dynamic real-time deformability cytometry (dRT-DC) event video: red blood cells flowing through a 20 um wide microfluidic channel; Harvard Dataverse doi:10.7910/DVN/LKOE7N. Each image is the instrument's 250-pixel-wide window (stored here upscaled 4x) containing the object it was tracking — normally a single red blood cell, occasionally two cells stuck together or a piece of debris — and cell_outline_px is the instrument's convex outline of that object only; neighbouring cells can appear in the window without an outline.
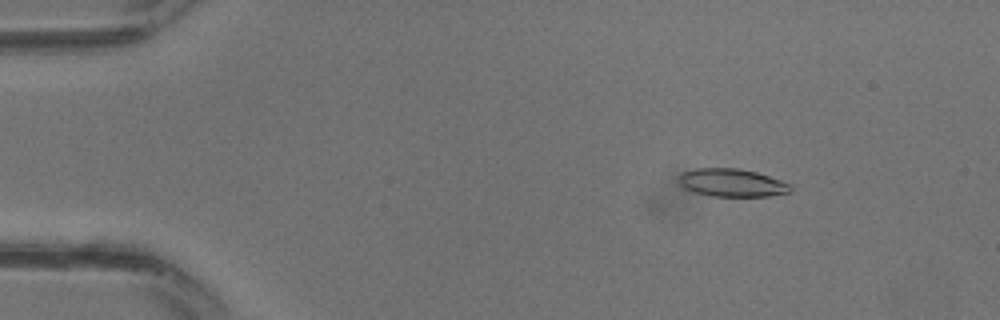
{"species": "common noctule bat (a hibernating species)", "species_latin": "Nyctalus noctula", "temperature_condition": "warm", "stored_images_in_passage": 31, "camera_frame_rate_fps": 3000, "um_per_image_px": 0.085, "animal": {"sex": "male", "body_mass_g": 13.3}, "frame": {"image": 1, "passage_image": 5, "time_ms": 1.333, "image_size_px": [1000, 320], "cell_outline_px": [[792, 188], [788, 192], [768, 196], [712, 196], [696, 192], [684, 188], [680, 184], [680, 172], [696, 168], [736, 168], [756, 172], [792, 184]], "centroid_in_image_um": [62.21, 15.53], "position_along_channel_um": 22.8, "area_um2": 18.03}}
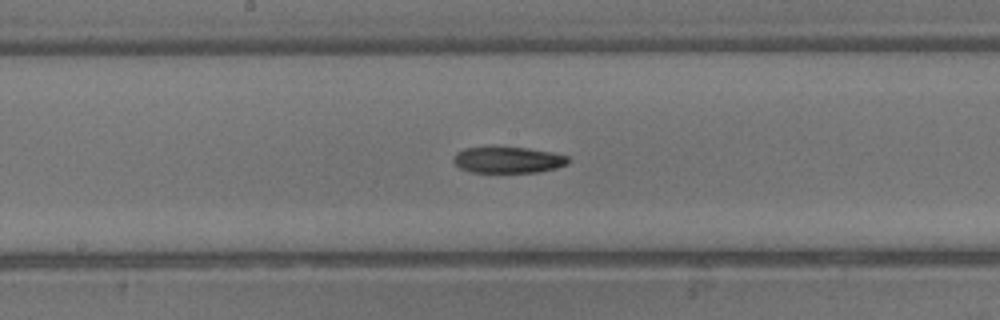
{"frame": {"image": 2, "passage_image": 17, "time_ms": 5.333, "image_size_px": [1000, 320], "cell_outline_px": [[568, 164], [556, 168], [536, 172], [472, 172], [460, 168], [452, 160], [456, 152], [464, 148], [528, 148], [552, 152], [568, 156]], "centroid_in_image_um": [43.18, 13.6], "position_along_channel_um": 205.0, "area_um2": 17.28}}
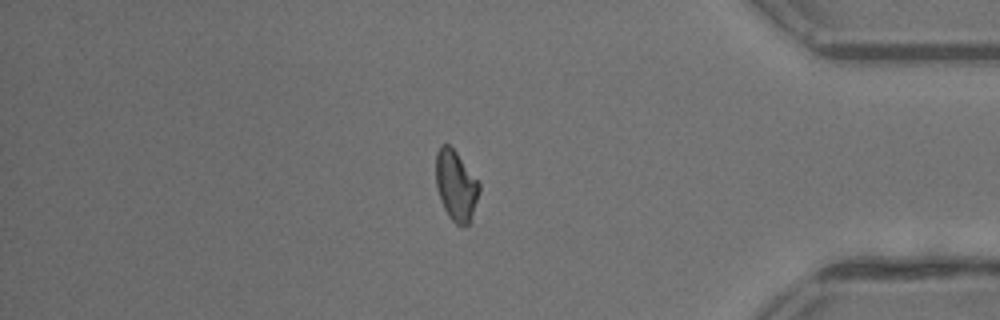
{"frame": {"image": 3, "passage_image": 27, "time_ms": 8.667, "image_size_px": [1000, 320], "cell_outline_px": [[480, 188], [468, 224], [456, 224], [448, 216], [440, 200], [436, 184], [436, 152], [440, 144], [448, 144], [456, 152], [480, 180]], "centroid_in_image_um": [38.74, 15.71], "position_along_channel_um": 396.5, "area_um2": 17.63}}